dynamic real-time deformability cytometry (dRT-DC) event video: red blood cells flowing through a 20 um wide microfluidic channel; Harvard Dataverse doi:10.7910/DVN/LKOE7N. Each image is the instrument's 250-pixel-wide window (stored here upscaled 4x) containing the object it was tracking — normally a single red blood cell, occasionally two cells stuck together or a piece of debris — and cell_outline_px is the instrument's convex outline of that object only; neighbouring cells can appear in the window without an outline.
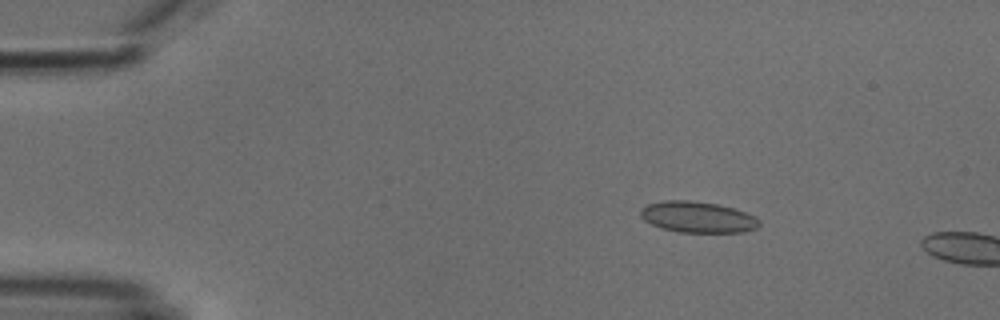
{"species": "common noctule bat (a hibernating species)", "species_latin": "Nyctalus noctula", "temperature_condition": "cold", "stored_images_in_passage": 4, "camera_frame_rate_fps": 3000, "um_per_image_px": 0.085, "animal": {"sex": "male", "body_mass_g": 18.8}, "frame": {"image": 1, "passage_image": 3, "time_ms": 2.333, "image_size_px": [1000, 320], "cell_outline_px": [[760, 224], [756, 228], [744, 232], [676, 232], [660, 228], [644, 220], [640, 216], [640, 208], [648, 204], [664, 200], [692, 200], [716, 204], [732, 208], [756, 216], [760, 220]], "centroid_in_image_um": [59.28, 18.45], "position_along_channel_um": 25.7, "area_um2": 21.62}}